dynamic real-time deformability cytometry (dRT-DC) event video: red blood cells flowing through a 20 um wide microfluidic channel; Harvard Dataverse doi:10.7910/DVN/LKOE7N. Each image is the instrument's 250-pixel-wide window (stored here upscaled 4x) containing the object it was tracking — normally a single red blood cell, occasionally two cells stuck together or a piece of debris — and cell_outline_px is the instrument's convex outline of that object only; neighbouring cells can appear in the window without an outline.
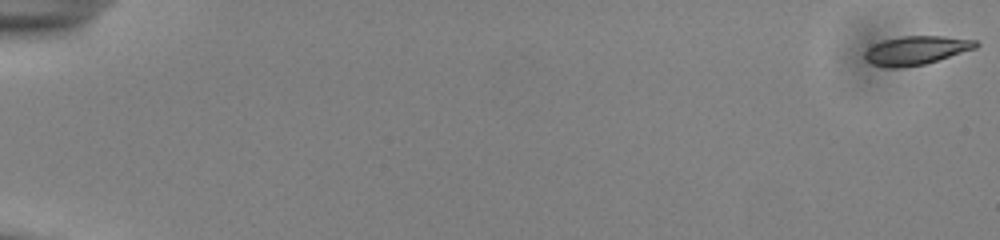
{"species": "common noctule bat (a hibernating species)", "species_latin": "Nyctalus noctula", "temperature_condition": "cold", "stored_images_in_passage": 55, "camera_frame_rate_fps": 3000, "um_per_image_px": 0.085, "animal": {"sex": "male", "body_mass_g": 13.0, "forearm_length_mm": 53.1}, "frame": {"image": 1, "passage_image": 1, "time_ms": 0.0, "image_size_px": [1000, 240], "cell_outline_px": [[980, 44], [976, 48], [924, 64], [896, 68], [892, 68], [872, 64], [864, 56], [864, 52], [868, 48], [884, 40], [904, 36], [944, 36], [976, 40]], "centroid_in_image_um": [77.9, 4.27], "position_along_channel_um": 7.1, "area_um2": 18.26}}
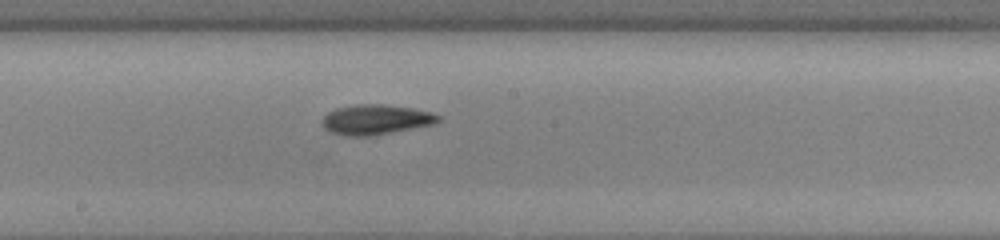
{"frame": {"image": 2, "passage_image": 32, "time_ms": 10.333, "image_size_px": [1000, 240], "cell_outline_px": [[440, 120], [436, 124], [368, 136], [344, 136], [332, 132], [324, 128], [320, 124], [324, 116], [328, 112], [336, 108], [356, 104], [384, 104], [412, 108], [432, 112], [440, 116]], "centroid_in_image_um": [31.93, 10.16], "position_along_channel_um": 216.3, "area_um2": 20.35}}
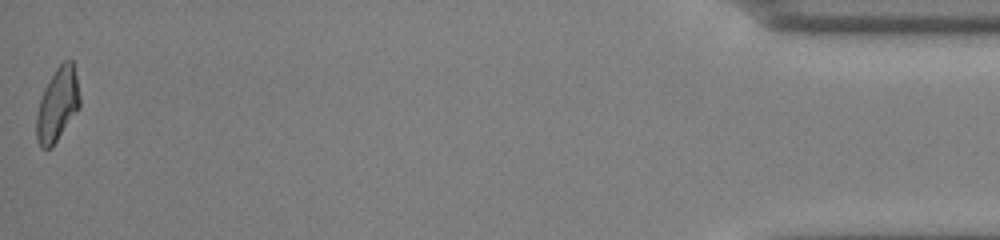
{"frame": {"image": 3, "passage_image": 55, "time_ms": 18.0, "image_size_px": [1000, 240], "cell_outline_px": [[80, 108], [52, 148], [40, 148], [36, 140], [36, 116], [40, 100], [44, 88], [56, 68], [64, 60], [72, 60], [76, 76], [80, 96]], "centroid_in_image_um": [4.88, 8.93], "position_along_channel_um": 430.3, "area_um2": 18.67}, "authors_computed_cell_mechanics": {"area_um2": 18.785, "velocity_mm_per_s": 3.8918, "shape_relaxation_time_tau1_ms": 3.57, "shape_relaxation_time_tau2_ms": 5.9331, "deformation_change_tau1": 0.1507, "deformation_change_tau2": 0.1392}}